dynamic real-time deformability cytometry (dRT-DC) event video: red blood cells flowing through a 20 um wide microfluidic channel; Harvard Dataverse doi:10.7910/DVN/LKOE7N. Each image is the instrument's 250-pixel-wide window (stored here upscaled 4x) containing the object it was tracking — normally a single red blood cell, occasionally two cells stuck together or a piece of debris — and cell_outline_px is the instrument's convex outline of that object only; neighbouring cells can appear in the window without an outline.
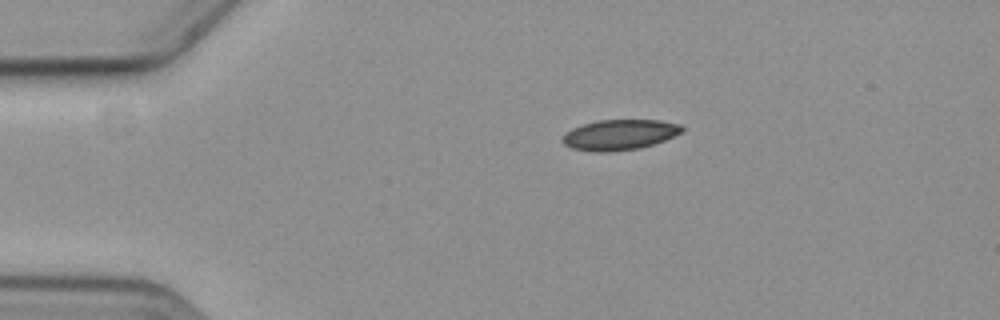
{"species": "common noctule bat (a hibernating species)", "species_latin": "Nyctalus noctula", "temperature_condition": "cold", "stored_images_in_passage": 3, "camera_frame_rate_fps": 3000, "um_per_image_px": 0.085, "animal": {"sex": "female", "body_mass_g": 19.3, "forearm_length_mm": 54.1}, "frame": {"image": 1, "passage_image": 1, "time_ms": 0.0, "image_size_px": [1000, 320], "cell_outline_px": [[684, 128], [680, 132], [664, 140], [640, 148], [608, 152], [592, 152], [572, 148], [564, 144], [560, 140], [564, 132], [572, 128], [584, 124], [600, 120], [660, 120], [680, 124]], "centroid_in_image_um": [52.6, 11.46], "position_along_channel_um": 32.4, "area_um2": 21.15}}
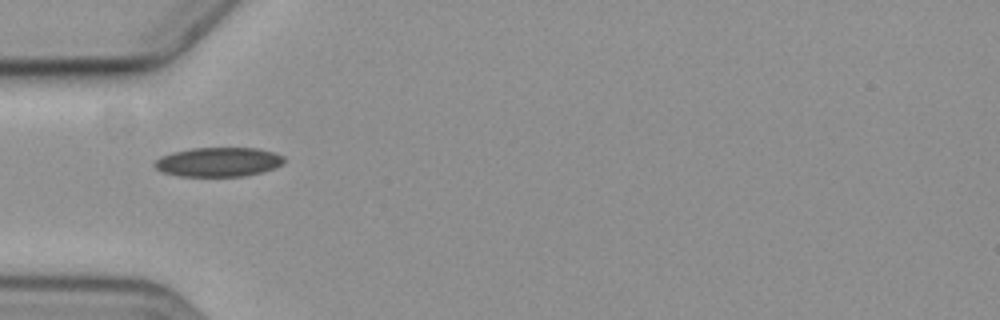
{"frame": {"image": 2, "passage_image": 3, "time_ms": 2.333, "image_size_px": [1000, 320], "cell_outline_px": [[284, 164], [276, 168], [264, 172], [244, 176], [180, 176], [160, 172], [152, 164], [160, 156], [172, 152], [192, 148], [256, 148], [272, 152], [284, 156]], "centroid_in_image_um": [18.56, 13.77], "position_along_channel_um": 66.4, "area_um2": 22.31}}